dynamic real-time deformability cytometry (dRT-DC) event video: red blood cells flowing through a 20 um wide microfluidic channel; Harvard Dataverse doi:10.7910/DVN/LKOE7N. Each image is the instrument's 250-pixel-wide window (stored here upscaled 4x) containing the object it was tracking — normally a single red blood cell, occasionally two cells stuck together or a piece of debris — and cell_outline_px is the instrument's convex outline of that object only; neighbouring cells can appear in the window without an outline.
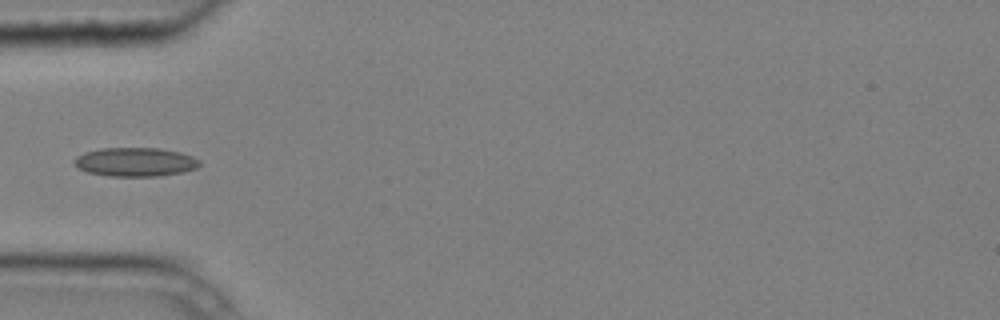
{"species": "common noctule bat (a hibernating species)", "species_latin": "Nyctalus noctula", "temperature_condition": "cold", "stored_images_in_passage": 7, "camera_frame_rate_fps": 3000, "um_per_image_px": 0.085, "animal": {"sex": "male", "body_mass_g": 20.4}, "frame": {"image": 1, "passage_image": 4, "time_ms": 1.0, "image_size_px": [1000, 320], "cell_outline_px": [[200, 164], [196, 168], [180, 172], [156, 176], [108, 176], [88, 172], [80, 168], [72, 160], [76, 156], [84, 152], [100, 148], [160, 148], [180, 152], [192, 156], [200, 160]], "centroid_in_image_um": [11.48, 13.76], "position_along_channel_um": 73.5, "area_um2": 20.98}}
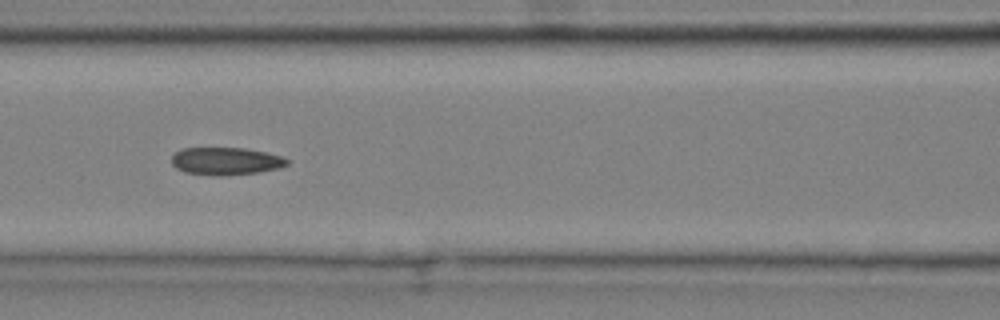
{"frame": {"image": 2, "passage_image": 6, "time_ms": 1.667, "image_size_px": [1000, 320], "cell_outline_px": [[288, 164], [280, 168], [256, 172], [220, 176], [212, 176], [184, 172], [176, 168], [172, 164], [172, 156], [180, 148], [244, 148], [284, 156], [288, 160]], "centroid_in_image_um": [19.18, 13.7], "position_along_channel_um": 147.4, "area_um2": 18.61}}
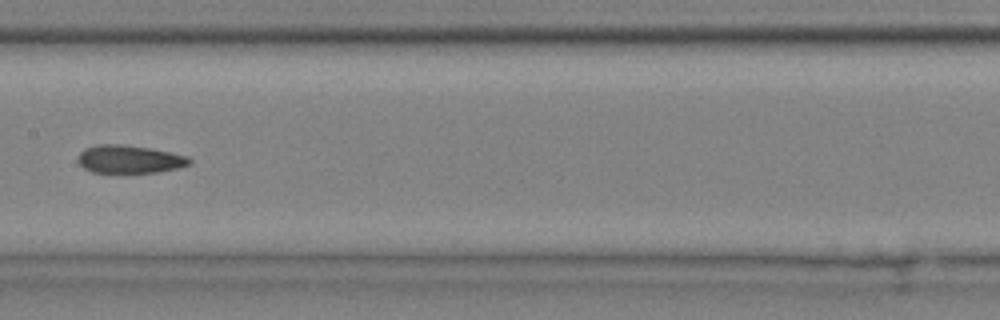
{"frame": {"image": 3, "passage_image": 7, "time_ms": 2.0, "image_size_px": [1000, 320], "cell_outline_px": [[192, 164], [180, 168], [156, 172], [92, 172], [84, 168], [76, 160], [76, 156], [84, 148], [96, 144], [120, 144], [152, 148], [188, 156], [192, 160]], "centroid_in_image_um": [11.0, 13.52], "position_along_channel_um": 196.4, "area_um2": 18.44}}